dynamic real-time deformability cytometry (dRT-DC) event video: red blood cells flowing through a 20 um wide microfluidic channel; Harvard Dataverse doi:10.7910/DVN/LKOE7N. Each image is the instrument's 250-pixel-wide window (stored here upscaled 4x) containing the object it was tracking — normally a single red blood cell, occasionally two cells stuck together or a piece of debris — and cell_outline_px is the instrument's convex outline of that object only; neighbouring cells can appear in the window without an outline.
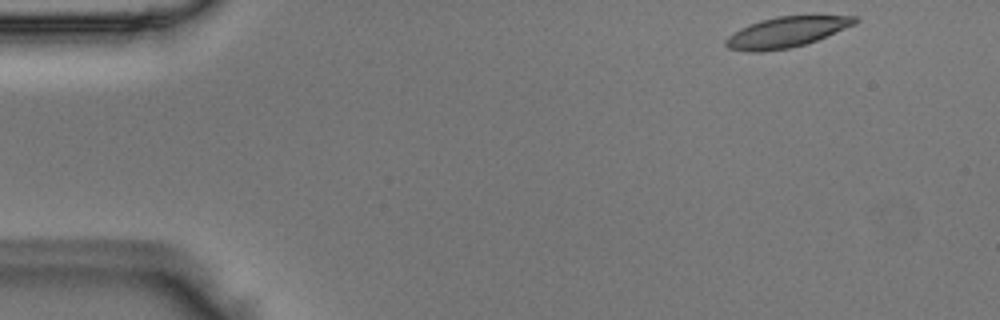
{"species": "Egyptian fruit bat (a non-hibernating species)", "species_latin": "Rousettus aegyptiacus", "temperature_condition": "room temperature", "stored_images_in_passage": 47, "camera_frame_rate_fps": 3000, "um_per_image_px": 0.085, "animal": {"sex": "male"}, "frame": {"image": 1, "passage_image": 1, "time_ms": 0.0, "image_size_px": [1000, 320], "cell_outline_px": [[860, 20], [856, 24], [816, 40], [804, 44], [788, 48], [760, 52], [748, 52], [728, 48], [724, 44], [724, 40], [728, 36], [740, 28], [748, 24], [760, 20], [776, 16], [812, 12], [856, 16]], "centroid_in_image_um": [66.92, 2.66], "position_along_channel_um": 18.1, "area_um2": 24.04}}
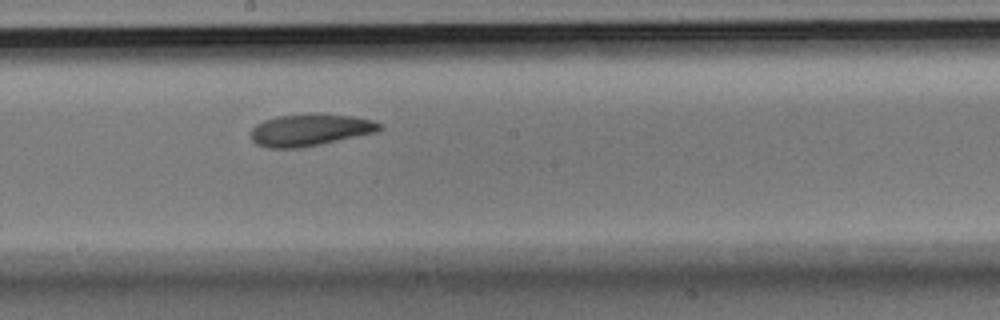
{"frame": {"image": 2, "passage_image": 24, "time_ms": 7.667, "image_size_px": [1000, 320], "cell_outline_px": [[380, 128], [376, 132], [320, 144], [300, 148], [268, 148], [256, 144], [252, 140], [252, 128], [256, 124], [264, 120], [280, 116], [316, 112], [320, 112], [352, 116], [372, 120], [380, 124]], "centroid_in_image_um": [26.33, 11.03], "position_along_channel_um": 221.9, "area_um2": 23.99}}
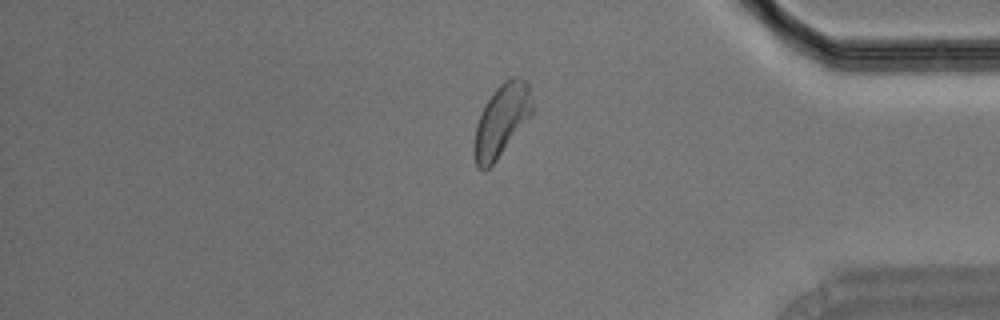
{"frame": {"image": 3, "passage_image": 39, "time_ms": 12.667, "image_size_px": [1000, 320], "cell_outline_px": [[532, 112], [496, 160], [484, 172], [476, 168], [472, 152], [472, 148], [476, 124], [488, 100], [496, 88], [504, 80], [512, 76], [516, 76], [524, 80], [528, 84], [532, 104]], "centroid_in_image_um": [42.57, 10.26], "position_along_channel_um": 392.6, "area_um2": 23.99}}